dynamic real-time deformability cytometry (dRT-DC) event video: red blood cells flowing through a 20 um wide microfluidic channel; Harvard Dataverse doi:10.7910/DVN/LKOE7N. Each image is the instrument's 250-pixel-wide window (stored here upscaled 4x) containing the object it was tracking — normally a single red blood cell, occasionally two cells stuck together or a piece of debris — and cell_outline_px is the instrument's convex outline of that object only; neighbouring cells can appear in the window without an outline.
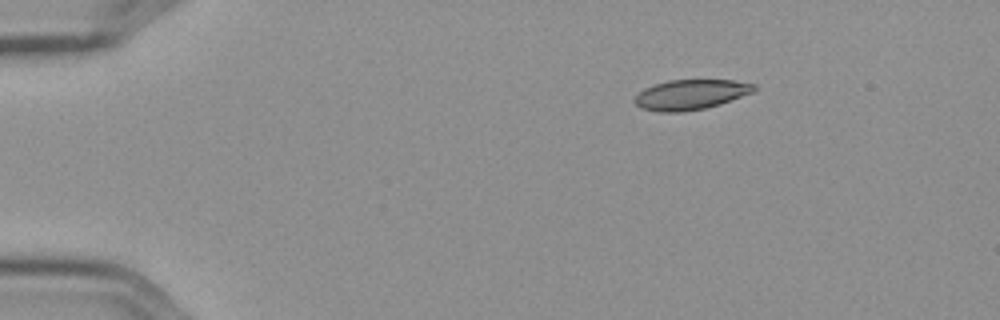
{"species": "Egyptian fruit bat (a non-hibernating species)", "species_latin": "Rousettus aegyptiacus", "temperature_condition": "cold", "stored_images_in_passage": 10, "camera_frame_rate_fps": 3000, "um_per_image_px": 0.085, "frame": {"image": 1, "passage_image": 1, "time_ms": 0.0, "image_size_px": [1000, 320], "cell_outline_px": [[756, 88], [752, 92], [720, 104], [704, 108], [680, 112], [660, 112], [640, 108], [632, 100], [644, 88], [668, 80], [732, 80], [756, 84]], "centroid_in_image_um": [58.68, 8.04], "position_along_channel_um": 26.3, "area_um2": 20.75}}